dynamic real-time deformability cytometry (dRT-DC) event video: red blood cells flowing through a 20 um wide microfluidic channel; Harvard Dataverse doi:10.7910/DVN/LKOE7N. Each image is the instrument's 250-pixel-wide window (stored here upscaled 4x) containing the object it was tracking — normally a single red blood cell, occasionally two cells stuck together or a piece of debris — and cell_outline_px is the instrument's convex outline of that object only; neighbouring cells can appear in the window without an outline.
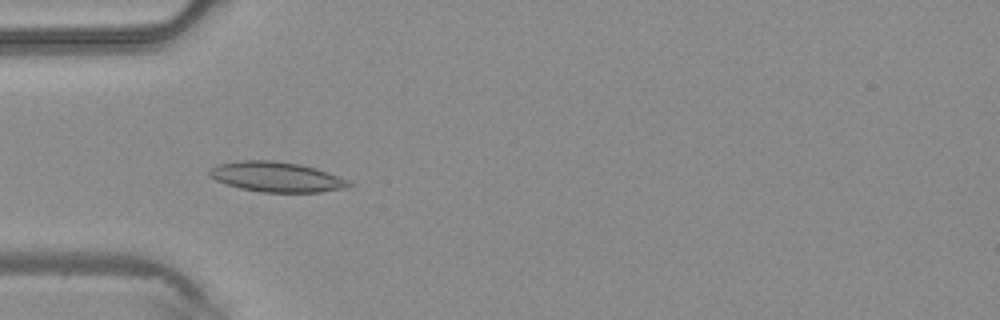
{"species": "common noctule bat (a hibernating species)", "species_latin": "Nyctalus noctula", "temperature_condition": "warm", "stored_images_in_passage": 44, "camera_frame_rate_fps": 3000, "um_per_image_px": 0.085, "animal": {"sex": "male", "body_mass_g": 20.4}, "frame": {"image": 1, "passage_image": 13, "time_ms": 4.0, "image_size_px": [1000, 320], "cell_outline_px": [[356, 184], [352, 188], [320, 192], [260, 192], [240, 188], [216, 180], [208, 176], [208, 168], [216, 164], [240, 160], [272, 160], [300, 164], [316, 168], [328, 172], [348, 180]], "centroid_in_image_um": [23.53, 15.03], "position_along_channel_um": 61.5, "area_um2": 24.85}}
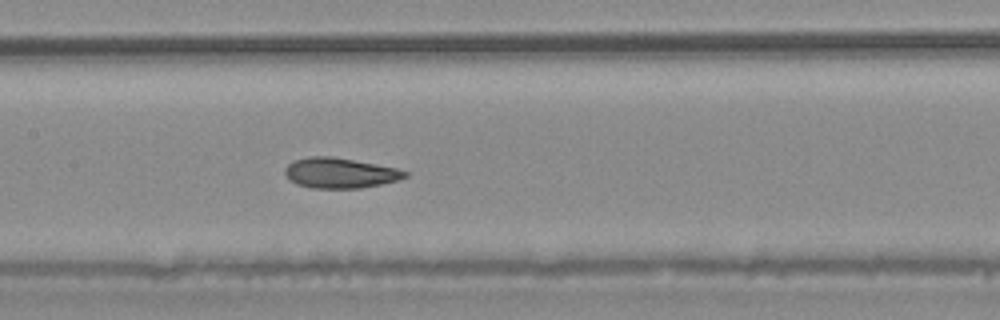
{"frame": {"image": 2, "passage_image": 21, "time_ms": 6.667, "image_size_px": [1000, 320], "cell_outline_px": [[408, 176], [400, 180], [360, 188], [312, 188], [296, 184], [284, 172], [284, 168], [292, 160], [308, 156], [332, 156], [376, 164], [396, 168], [408, 172]], "centroid_in_image_um": [28.89, 14.69], "position_along_channel_um": 178.5, "area_um2": 21.21}}
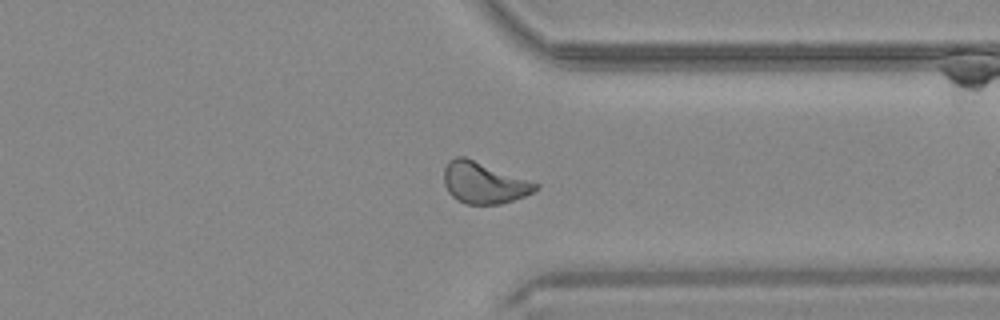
{"frame": {"image": 3, "passage_image": 34, "time_ms": 11.0, "image_size_px": [1000, 320], "cell_outline_px": [[540, 188], [524, 196], [500, 204], [468, 204], [456, 200], [448, 192], [444, 184], [444, 168], [448, 160], [456, 156], [464, 156], [540, 184]], "centroid_in_image_um": [41.1, 15.53], "position_along_channel_um": 370.3, "area_um2": 22.08}}